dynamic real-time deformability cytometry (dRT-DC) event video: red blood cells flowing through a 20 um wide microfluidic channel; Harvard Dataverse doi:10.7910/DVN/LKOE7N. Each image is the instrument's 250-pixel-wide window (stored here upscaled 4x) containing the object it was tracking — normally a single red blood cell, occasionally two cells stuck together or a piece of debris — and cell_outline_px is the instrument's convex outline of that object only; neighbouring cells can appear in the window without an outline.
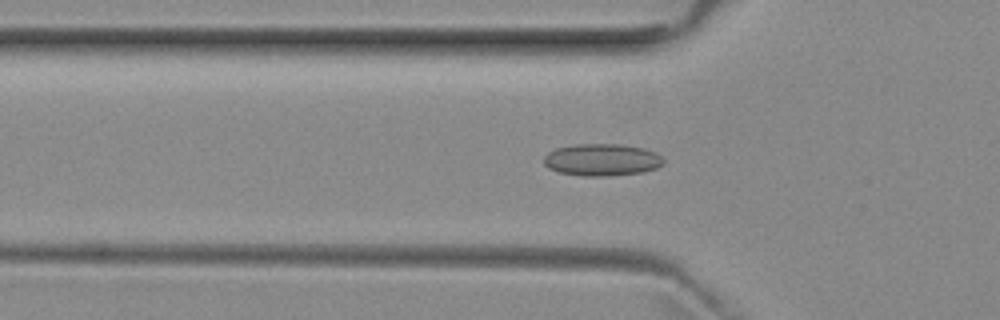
{"species": "common noctule bat (a hibernating species)", "species_latin": "Nyctalus noctula", "temperature_condition": "room temperature", "stored_images_in_passage": 52, "camera_frame_rate_fps": 3000, "um_per_image_px": 0.085, "animal": {"sex": "female", "body_mass_g": 29.2, "forearm_length_mm": 56.3}, "frame": {"image": 1, "passage_image": 17, "time_ms": 5.333, "image_size_px": [1000, 320], "cell_outline_px": [[664, 164], [656, 168], [640, 172], [608, 176], [584, 176], [560, 172], [548, 168], [544, 164], [544, 156], [548, 152], [556, 148], [576, 144], [620, 144], [644, 148], [656, 152], [664, 160]], "centroid_in_image_um": [51.16, 13.58], "position_along_channel_um": 74.6, "area_um2": 22.37}}
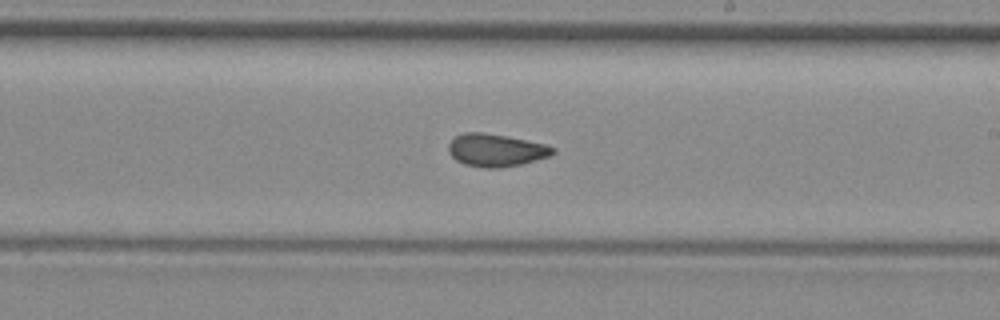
{"frame": {"image": 2, "passage_image": 30, "time_ms": 9.667, "image_size_px": [1000, 320], "cell_outline_px": [[556, 152], [552, 156], [520, 164], [500, 168], [484, 168], [464, 164], [456, 160], [448, 152], [448, 144], [456, 136], [464, 132], [484, 132], [508, 136], [544, 144], [556, 148]], "centroid_in_image_um": [42.16, 12.76], "position_along_channel_um": 246.8, "area_um2": 20.0}}
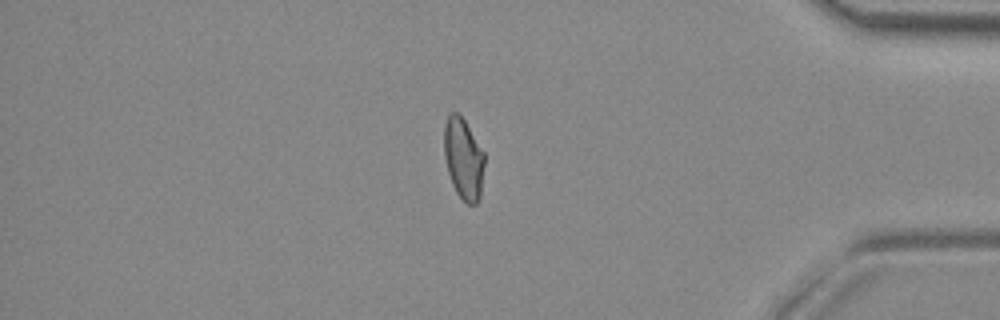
{"frame": {"image": 3, "passage_image": 44, "time_ms": 14.333, "image_size_px": [1000, 320], "cell_outline_px": [[484, 164], [480, 196], [476, 204], [468, 204], [456, 192], [452, 184], [448, 172], [444, 156], [444, 124], [448, 116], [452, 112], [456, 112], [464, 120], [484, 152]], "centroid_in_image_um": [39.38, 13.49], "position_along_channel_um": 395.8, "area_um2": 18.9}, "authors_computed_cell_mechanics": {"area_um2": 19.7676, "velocity_mm_per_s": 3.9663, "shape_relaxation_time_tau1_ms": null, "shape_relaxation_time_tau2_ms": 1.7319, "deformation_change_tau1": null, "deformation_change_tau2": 0.0788}}